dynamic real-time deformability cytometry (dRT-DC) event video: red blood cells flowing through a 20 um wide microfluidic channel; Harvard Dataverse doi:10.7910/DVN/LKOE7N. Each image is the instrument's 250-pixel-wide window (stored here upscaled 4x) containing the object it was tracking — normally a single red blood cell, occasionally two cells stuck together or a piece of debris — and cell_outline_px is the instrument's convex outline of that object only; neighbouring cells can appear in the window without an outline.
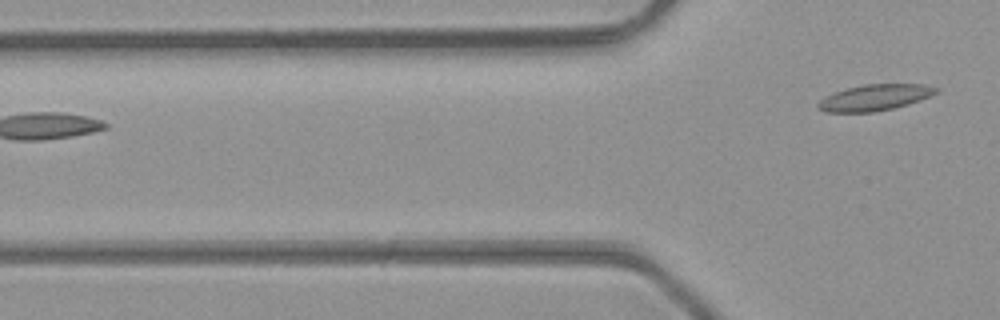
{"species": "common noctule bat (a hibernating species)", "species_latin": "Nyctalus noctula", "temperature_condition": "room temperature", "stored_images_in_passage": 4, "camera_frame_rate_fps": 3000, "um_per_image_px": 0.085, "animal": {"sex": "male", "body_mass_g": 23.1, "forearm_length_mm": 52.7}, "frame": {"image": 1, "passage_image": 4, "time_ms": 1.0, "image_size_px": [1000, 320], "cell_outline_px": [[940, 88], [936, 92], [920, 100], [908, 104], [892, 108], [872, 112], [824, 112], [816, 108], [816, 104], [824, 96], [848, 88], [864, 84], [924, 84]], "centroid_in_image_um": [74.31, 8.29], "position_along_channel_um": 51.5, "area_um2": 17.86}}